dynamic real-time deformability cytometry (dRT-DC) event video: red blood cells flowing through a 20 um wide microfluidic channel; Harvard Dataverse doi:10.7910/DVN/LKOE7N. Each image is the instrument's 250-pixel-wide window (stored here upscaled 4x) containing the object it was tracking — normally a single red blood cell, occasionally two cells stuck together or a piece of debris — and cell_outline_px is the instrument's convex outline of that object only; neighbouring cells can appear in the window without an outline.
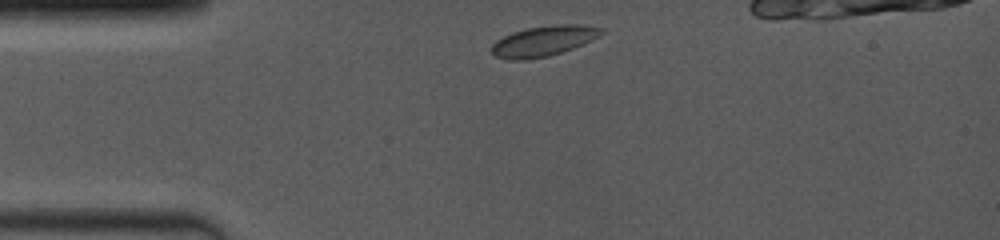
{"species": "common noctule bat (a hibernating species)", "species_latin": "Nyctalus noctula", "temperature_condition": "room temperature", "stored_images_in_passage": 30, "camera_frame_rate_fps": 4000, "um_per_image_px": 0.085, "animal": {"sex": "female", "body_mass_g": 19.0, "forearm_length_mm": 53.3}, "frame": {"image": 1, "passage_image": 1, "time_ms": 0.0, "image_size_px": [1000, 240], "cell_outline_px": [[604, 32], [600, 36], [584, 44], [548, 56], [524, 60], [508, 60], [496, 56], [492, 52], [492, 44], [496, 40], [512, 32], [528, 28], [556, 24], [580, 24], [604, 28]], "centroid_in_image_um": [46.22, 3.48], "position_along_channel_um": 38.8, "area_um2": 19.42}}
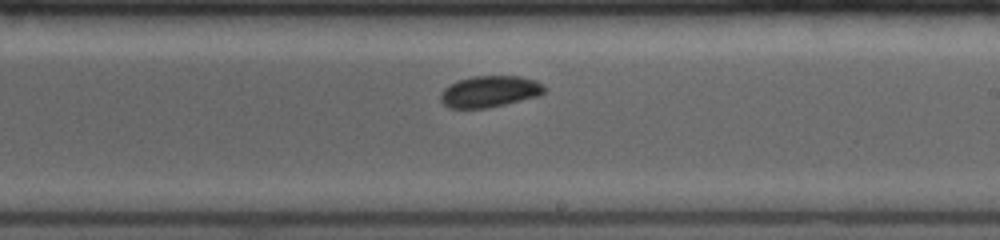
{"frame": {"image": 2, "passage_image": 17, "time_ms": 6.0, "image_size_px": [1000, 240], "cell_outline_px": [[544, 92], [540, 96], [488, 108], [448, 108], [440, 100], [440, 92], [444, 88], [460, 80], [472, 76], [520, 76], [536, 80], [544, 84]], "centroid_in_image_um": [41.64, 7.78], "position_along_channel_um": 247.4, "area_um2": 19.07}}
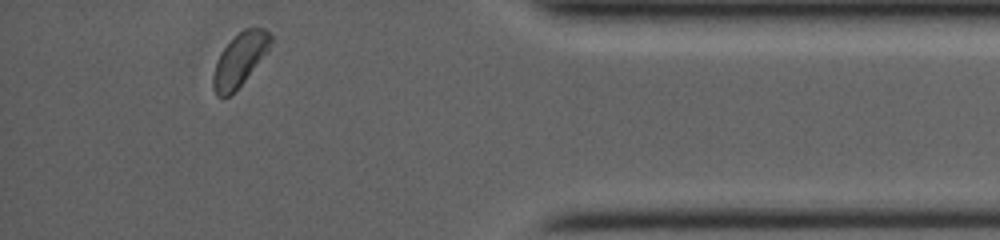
{"frame": {"image": 3, "passage_image": 29, "time_ms": 10.75, "image_size_px": [1000, 240], "cell_outline_px": [[272, 44], [268, 52], [244, 80], [228, 96], [220, 100], [216, 96], [212, 88], [212, 76], [216, 60], [224, 48], [244, 28], [264, 28], [272, 32]], "centroid_in_image_um": [20.38, 5.08], "position_along_channel_um": 414.8, "area_um2": 17.8}}